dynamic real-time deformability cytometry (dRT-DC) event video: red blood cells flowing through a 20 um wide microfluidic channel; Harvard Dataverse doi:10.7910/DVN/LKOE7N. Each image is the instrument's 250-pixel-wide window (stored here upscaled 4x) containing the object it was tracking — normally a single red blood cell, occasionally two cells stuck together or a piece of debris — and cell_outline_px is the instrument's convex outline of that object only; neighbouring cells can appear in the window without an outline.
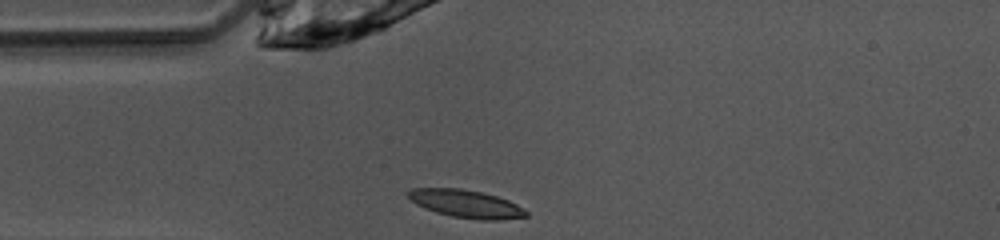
{"species": "common noctule bat (a hibernating species)", "species_latin": "Nyctalus noctula", "temperature_condition": "warm", "stored_images_in_passage": 37, "camera_frame_rate_fps": 3000, "um_per_image_px": 0.085, "animal": {"sex": "female", "body_mass_g": 10.0, "forearm_length_mm": 53.1}, "frame": {"image": 1, "passage_image": 1, "time_ms": 0.0, "image_size_px": [1000, 240], "cell_outline_px": [[528, 216], [500, 220], [480, 220], [452, 216], [436, 212], [416, 204], [408, 196], [408, 192], [412, 188], [460, 188], [480, 192], [496, 196], [508, 200], [524, 208], [528, 212]], "centroid_in_image_um": [39.64, 17.32], "position_along_channel_um": 45.4, "area_um2": 18.96}}
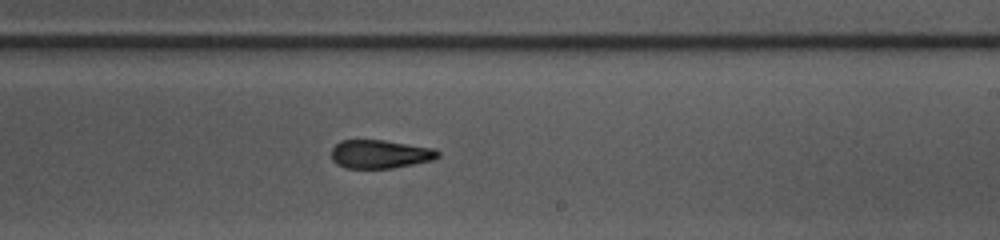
{"frame": {"image": 2, "passage_image": 17, "time_ms": 5.333, "image_size_px": [1000, 240], "cell_outline_px": [[440, 156], [432, 160], [392, 168], [344, 168], [336, 164], [332, 160], [332, 148], [340, 140], [384, 140], [436, 148], [440, 152]], "centroid_in_image_um": [32.31, 13.09], "position_along_channel_um": 256.7, "area_um2": 17.8}}
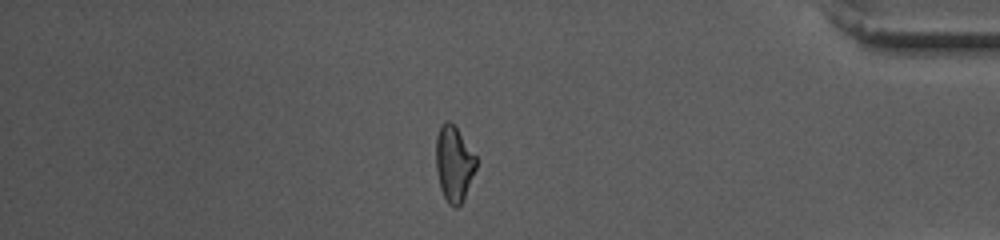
{"frame": {"image": 3, "passage_image": 30, "time_ms": 9.667, "image_size_px": [1000, 240], "cell_outline_px": [[476, 168], [464, 196], [460, 204], [456, 208], [452, 208], [448, 204], [440, 188], [436, 168], [436, 136], [444, 120], [448, 120], [456, 128], [476, 156]], "centroid_in_image_um": [38.56, 13.92], "position_along_channel_um": 396.6, "area_um2": 17.4}, "authors_computed_cell_mechanics": {"area_um2": 18.0914, "velocity_mm_per_s": 4.0972, "shape_relaxation_time_tau1_ms": 5.2377, "shape_relaxation_time_tau2_ms": 2.3561, "deformation_change_tau1": 0.1491, "deformation_change_tau2": 0.1062}}